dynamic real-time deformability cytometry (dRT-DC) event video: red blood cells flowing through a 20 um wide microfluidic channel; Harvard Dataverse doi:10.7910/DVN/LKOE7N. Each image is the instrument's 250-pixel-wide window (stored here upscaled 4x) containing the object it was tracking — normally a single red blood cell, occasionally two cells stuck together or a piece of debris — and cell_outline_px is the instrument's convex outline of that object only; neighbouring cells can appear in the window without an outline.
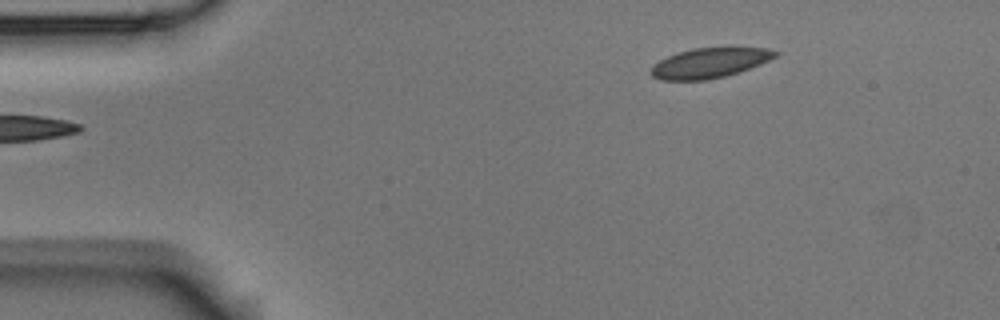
{"species": "Egyptian fruit bat (a non-hibernating species)", "species_latin": "Rousettus aegyptiacus", "temperature_condition": "room temperature", "stored_images_in_passage": 6, "camera_frame_rate_fps": 3000, "um_per_image_px": 0.085, "animal": {"sex": "male"}, "frame": {"image": 1, "passage_image": 6, "time_ms": 1.667, "image_size_px": [1000, 320], "cell_outline_px": [[780, 52], [776, 56], [760, 64], [724, 76], [708, 80], [660, 80], [652, 76], [648, 72], [652, 64], [668, 56], [692, 48], [728, 44], [732, 44], [768, 48]], "centroid_in_image_um": [60.34, 5.28], "position_along_channel_um": 24.7, "area_um2": 22.66}}